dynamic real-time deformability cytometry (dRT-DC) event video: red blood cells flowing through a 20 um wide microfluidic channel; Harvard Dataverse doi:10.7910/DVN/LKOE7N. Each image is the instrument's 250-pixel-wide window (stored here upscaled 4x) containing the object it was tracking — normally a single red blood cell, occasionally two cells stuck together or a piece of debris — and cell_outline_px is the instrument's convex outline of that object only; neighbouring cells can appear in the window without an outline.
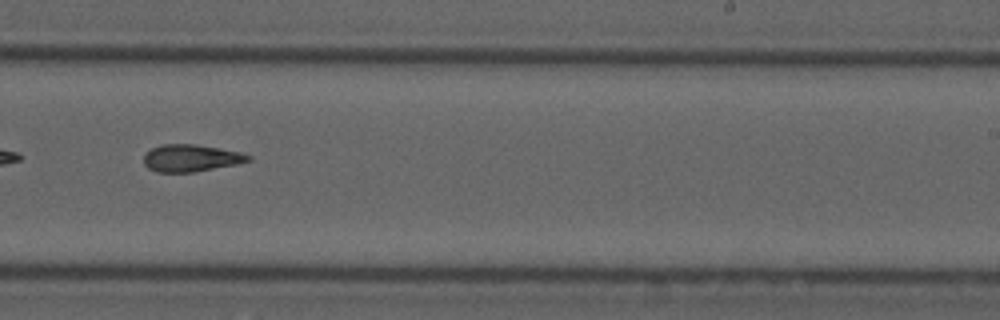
{"species": "common noctule bat (a hibernating species)", "species_latin": "Nyctalus noctula", "temperature_condition": "cold", "stored_images_in_passage": 10, "camera_frame_rate_fps": 3000, "um_per_image_px": 0.085, "animal": {"sex": "male", "forearm_length_mm": 52.5}, "frame": {"image": 1, "passage_image": 10, "time_ms": 13.333, "image_size_px": [1000, 320], "cell_outline_px": [[252, 160], [236, 164], [196, 172], [156, 172], [148, 168], [144, 164], [144, 156], [152, 148], [160, 144], [196, 144], [240, 152], [252, 156]], "centroid_in_image_um": [16.23, 13.44], "position_along_channel_um": 272.8, "area_um2": 16.53}}